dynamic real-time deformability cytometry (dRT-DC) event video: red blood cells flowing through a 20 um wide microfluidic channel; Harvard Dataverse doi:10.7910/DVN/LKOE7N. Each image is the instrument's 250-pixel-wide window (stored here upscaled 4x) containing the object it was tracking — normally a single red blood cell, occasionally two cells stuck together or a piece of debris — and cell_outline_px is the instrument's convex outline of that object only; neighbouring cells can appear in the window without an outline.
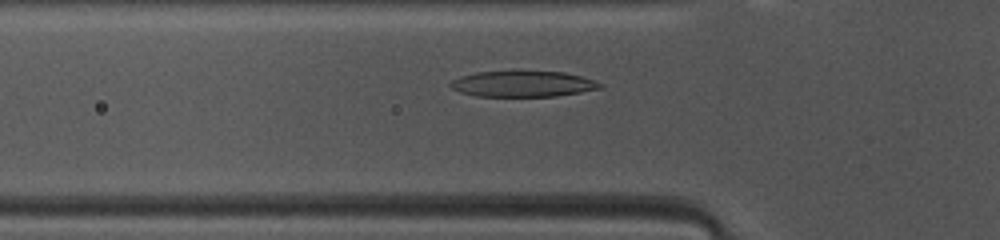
{"species": "common noctule bat (a hibernating species)", "species_latin": "Nyctalus noctula", "temperature_condition": "warm", "stored_images_in_passage": 30, "camera_frame_rate_fps": 3000, "um_per_image_px": 0.085, "animal": {"sex": "female", "body_mass_g": 10.0, "forearm_length_mm": 53.1}, "frame": {"image": 1, "passage_image": 3, "time_ms": 0.667, "image_size_px": [1000, 240], "cell_outline_px": [[604, 84], [600, 88], [580, 92], [556, 96], [476, 96], [460, 92], [452, 88], [448, 84], [452, 80], [460, 76], [476, 72], [520, 68], [564, 72], [580, 76]], "centroid_in_image_um": [44.4, 7.08], "position_along_channel_um": 81.4, "area_um2": 23.47}}
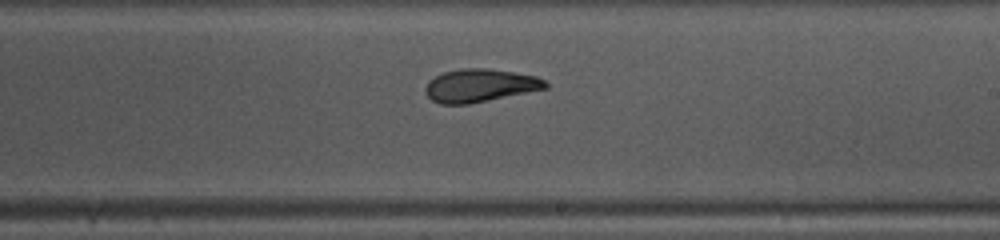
{"frame": {"image": 2, "passage_image": 15, "time_ms": 4.667, "image_size_px": [1000, 240], "cell_outline_px": [[548, 88], [468, 104], [440, 104], [432, 100], [424, 92], [424, 88], [428, 80], [444, 72], [460, 68], [488, 68], [536, 76], [544, 80], [548, 84]], "centroid_in_image_um": [40.76, 7.26], "position_along_channel_um": 248.2, "area_um2": 23.06}}
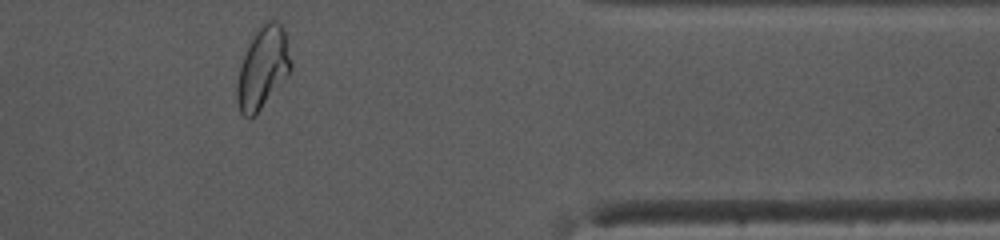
{"frame": {"image": 3, "passage_image": 27, "time_ms": 8.667, "image_size_px": [1000, 240], "cell_outline_px": [[292, 68], [256, 116], [248, 120], [240, 112], [236, 100], [236, 84], [240, 68], [252, 32], [264, 20], [276, 20], [284, 28], [292, 64]], "centroid_in_image_um": [22.31, 5.75], "position_along_channel_um": 389.1, "area_um2": 25.95}, "authors_computed_cell_mechanics": {"area_um2": 23.3801, "velocity_mm_per_s": 4.1495, "shape_relaxation_time_tau1_ms": 5.2029, "shape_relaxation_time_tau2_ms": 4.0992, "deformation_change_tau1": 0.2177, "deformation_change_tau2": 0.0686}}